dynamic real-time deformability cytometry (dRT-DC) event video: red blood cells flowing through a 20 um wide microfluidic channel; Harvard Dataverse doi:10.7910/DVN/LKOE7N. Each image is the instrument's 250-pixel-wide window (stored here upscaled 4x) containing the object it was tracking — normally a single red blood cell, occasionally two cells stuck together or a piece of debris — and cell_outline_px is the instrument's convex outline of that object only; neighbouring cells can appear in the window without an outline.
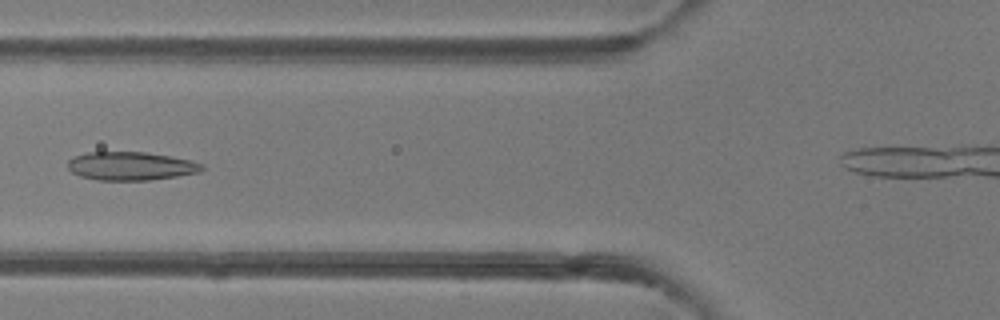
{"species": "common noctule bat (a hibernating species)", "species_latin": "Nyctalus noctula", "temperature_condition": "room temperature", "stored_images_in_passage": 6, "camera_frame_rate_fps": 3000, "um_per_image_px": 0.085, "animal": {"sex": "female"}, "frame": {"image": 1, "passage_image": 5, "time_ms": 4.333, "image_size_px": [1000, 320], "cell_outline_px": [[204, 168], [200, 172], [152, 180], [96, 180], [80, 176], [72, 172], [68, 168], [68, 160], [72, 156], [88, 152], [144, 152], [192, 160], [204, 164]], "centroid_in_image_um": [11.11, 14.11], "position_along_channel_um": 114.7, "area_um2": 22.31}}